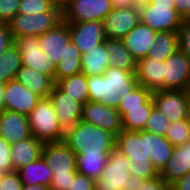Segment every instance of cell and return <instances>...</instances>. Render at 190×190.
Returning a JSON list of instances; mask_svg holds the SVG:
<instances>
[{
  "label": "cell",
  "instance_id": "cell-1",
  "mask_svg": "<svg viewBox=\"0 0 190 190\" xmlns=\"http://www.w3.org/2000/svg\"><path fill=\"white\" fill-rule=\"evenodd\" d=\"M87 82L90 101L116 109L121 101L119 97L138 85L135 71L115 67H108L103 75L87 76Z\"/></svg>",
  "mask_w": 190,
  "mask_h": 190
},
{
  "label": "cell",
  "instance_id": "cell-2",
  "mask_svg": "<svg viewBox=\"0 0 190 190\" xmlns=\"http://www.w3.org/2000/svg\"><path fill=\"white\" fill-rule=\"evenodd\" d=\"M115 149L126 156L132 164L129 168L132 180L153 179L160 176L147 156L145 130H122L115 137Z\"/></svg>",
  "mask_w": 190,
  "mask_h": 190
},
{
  "label": "cell",
  "instance_id": "cell-3",
  "mask_svg": "<svg viewBox=\"0 0 190 190\" xmlns=\"http://www.w3.org/2000/svg\"><path fill=\"white\" fill-rule=\"evenodd\" d=\"M63 142L75 154H110L115 148L112 133L82 120L65 131Z\"/></svg>",
  "mask_w": 190,
  "mask_h": 190
},
{
  "label": "cell",
  "instance_id": "cell-4",
  "mask_svg": "<svg viewBox=\"0 0 190 190\" xmlns=\"http://www.w3.org/2000/svg\"><path fill=\"white\" fill-rule=\"evenodd\" d=\"M27 119L31 135L43 143L64 141L65 130L49 97L41 98Z\"/></svg>",
  "mask_w": 190,
  "mask_h": 190
},
{
  "label": "cell",
  "instance_id": "cell-5",
  "mask_svg": "<svg viewBox=\"0 0 190 190\" xmlns=\"http://www.w3.org/2000/svg\"><path fill=\"white\" fill-rule=\"evenodd\" d=\"M139 17L140 22L157 32L178 31L183 22L174 0H141Z\"/></svg>",
  "mask_w": 190,
  "mask_h": 190
},
{
  "label": "cell",
  "instance_id": "cell-6",
  "mask_svg": "<svg viewBox=\"0 0 190 190\" xmlns=\"http://www.w3.org/2000/svg\"><path fill=\"white\" fill-rule=\"evenodd\" d=\"M62 21V10L53 7L38 14L17 13L8 23L13 39L21 36H40Z\"/></svg>",
  "mask_w": 190,
  "mask_h": 190
},
{
  "label": "cell",
  "instance_id": "cell-7",
  "mask_svg": "<svg viewBox=\"0 0 190 190\" xmlns=\"http://www.w3.org/2000/svg\"><path fill=\"white\" fill-rule=\"evenodd\" d=\"M128 158L115 148L110 152L100 178L95 181L94 190H122L129 188L132 182Z\"/></svg>",
  "mask_w": 190,
  "mask_h": 190
},
{
  "label": "cell",
  "instance_id": "cell-8",
  "mask_svg": "<svg viewBox=\"0 0 190 190\" xmlns=\"http://www.w3.org/2000/svg\"><path fill=\"white\" fill-rule=\"evenodd\" d=\"M112 9L111 0H67L62 10V20L65 22H103Z\"/></svg>",
  "mask_w": 190,
  "mask_h": 190
},
{
  "label": "cell",
  "instance_id": "cell-9",
  "mask_svg": "<svg viewBox=\"0 0 190 190\" xmlns=\"http://www.w3.org/2000/svg\"><path fill=\"white\" fill-rule=\"evenodd\" d=\"M152 98L154 106L170 123L187 119L190 111V90H158L152 92Z\"/></svg>",
  "mask_w": 190,
  "mask_h": 190
},
{
  "label": "cell",
  "instance_id": "cell-10",
  "mask_svg": "<svg viewBox=\"0 0 190 190\" xmlns=\"http://www.w3.org/2000/svg\"><path fill=\"white\" fill-rule=\"evenodd\" d=\"M22 56V65L39 71L55 82L56 65L40 48L39 36H21L14 40Z\"/></svg>",
  "mask_w": 190,
  "mask_h": 190
},
{
  "label": "cell",
  "instance_id": "cell-11",
  "mask_svg": "<svg viewBox=\"0 0 190 190\" xmlns=\"http://www.w3.org/2000/svg\"><path fill=\"white\" fill-rule=\"evenodd\" d=\"M81 120L109 131L115 137L123 130L122 119L116 108L88 101L82 106Z\"/></svg>",
  "mask_w": 190,
  "mask_h": 190
},
{
  "label": "cell",
  "instance_id": "cell-12",
  "mask_svg": "<svg viewBox=\"0 0 190 190\" xmlns=\"http://www.w3.org/2000/svg\"><path fill=\"white\" fill-rule=\"evenodd\" d=\"M164 90H190V58L178 49L164 61Z\"/></svg>",
  "mask_w": 190,
  "mask_h": 190
},
{
  "label": "cell",
  "instance_id": "cell-13",
  "mask_svg": "<svg viewBox=\"0 0 190 190\" xmlns=\"http://www.w3.org/2000/svg\"><path fill=\"white\" fill-rule=\"evenodd\" d=\"M139 22V6L113 8L103 20L106 38L121 40Z\"/></svg>",
  "mask_w": 190,
  "mask_h": 190
},
{
  "label": "cell",
  "instance_id": "cell-14",
  "mask_svg": "<svg viewBox=\"0 0 190 190\" xmlns=\"http://www.w3.org/2000/svg\"><path fill=\"white\" fill-rule=\"evenodd\" d=\"M67 24L71 41L82 55L107 39L101 21L67 22Z\"/></svg>",
  "mask_w": 190,
  "mask_h": 190
},
{
  "label": "cell",
  "instance_id": "cell-15",
  "mask_svg": "<svg viewBox=\"0 0 190 190\" xmlns=\"http://www.w3.org/2000/svg\"><path fill=\"white\" fill-rule=\"evenodd\" d=\"M3 97L4 110L15 111L26 116L41 100L40 96L36 95L16 79L5 83Z\"/></svg>",
  "mask_w": 190,
  "mask_h": 190
},
{
  "label": "cell",
  "instance_id": "cell-16",
  "mask_svg": "<svg viewBox=\"0 0 190 190\" xmlns=\"http://www.w3.org/2000/svg\"><path fill=\"white\" fill-rule=\"evenodd\" d=\"M41 156L53 175L77 172L76 154L63 141L44 143Z\"/></svg>",
  "mask_w": 190,
  "mask_h": 190
},
{
  "label": "cell",
  "instance_id": "cell-17",
  "mask_svg": "<svg viewBox=\"0 0 190 190\" xmlns=\"http://www.w3.org/2000/svg\"><path fill=\"white\" fill-rule=\"evenodd\" d=\"M71 41L67 22L62 20L54 28L39 36L40 48L57 65L66 54Z\"/></svg>",
  "mask_w": 190,
  "mask_h": 190
},
{
  "label": "cell",
  "instance_id": "cell-18",
  "mask_svg": "<svg viewBox=\"0 0 190 190\" xmlns=\"http://www.w3.org/2000/svg\"><path fill=\"white\" fill-rule=\"evenodd\" d=\"M49 98L56 111L60 124L66 131L74 127L81 120L82 104L71 99L56 84Z\"/></svg>",
  "mask_w": 190,
  "mask_h": 190
},
{
  "label": "cell",
  "instance_id": "cell-19",
  "mask_svg": "<svg viewBox=\"0 0 190 190\" xmlns=\"http://www.w3.org/2000/svg\"><path fill=\"white\" fill-rule=\"evenodd\" d=\"M156 34L157 31L139 22L121 40L132 57L138 61L148 56L150 48L155 45Z\"/></svg>",
  "mask_w": 190,
  "mask_h": 190
},
{
  "label": "cell",
  "instance_id": "cell-20",
  "mask_svg": "<svg viewBox=\"0 0 190 190\" xmlns=\"http://www.w3.org/2000/svg\"><path fill=\"white\" fill-rule=\"evenodd\" d=\"M0 136L10 145L31 137L27 116L3 110L0 114Z\"/></svg>",
  "mask_w": 190,
  "mask_h": 190
},
{
  "label": "cell",
  "instance_id": "cell-21",
  "mask_svg": "<svg viewBox=\"0 0 190 190\" xmlns=\"http://www.w3.org/2000/svg\"><path fill=\"white\" fill-rule=\"evenodd\" d=\"M135 76L139 85L151 92L164 90V62L149 57L136 61Z\"/></svg>",
  "mask_w": 190,
  "mask_h": 190
},
{
  "label": "cell",
  "instance_id": "cell-22",
  "mask_svg": "<svg viewBox=\"0 0 190 190\" xmlns=\"http://www.w3.org/2000/svg\"><path fill=\"white\" fill-rule=\"evenodd\" d=\"M190 172V140L174 146L172 156L160 172V177L170 186Z\"/></svg>",
  "mask_w": 190,
  "mask_h": 190
},
{
  "label": "cell",
  "instance_id": "cell-23",
  "mask_svg": "<svg viewBox=\"0 0 190 190\" xmlns=\"http://www.w3.org/2000/svg\"><path fill=\"white\" fill-rule=\"evenodd\" d=\"M43 144L42 141L31 136L11 145L12 170L18 171L41 157Z\"/></svg>",
  "mask_w": 190,
  "mask_h": 190
},
{
  "label": "cell",
  "instance_id": "cell-24",
  "mask_svg": "<svg viewBox=\"0 0 190 190\" xmlns=\"http://www.w3.org/2000/svg\"><path fill=\"white\" fill-rule=\"evenodd\" d=\"M147 156L160 173L172 156L174 146L165 136L145 131Z\"/></svg>",
  "mask_w": 190,
  "mask_h": 190
},
{
  "label": "cell",
  "instance_id": "cell-25",
  "mask_svg": "<svg viewBox=\"0 0 190 190\" xmlns=\"http://www.w3.org/2000/svg\"><path fill=\"white\" fill-rule=\"evenodd\" d=\"M15 79L41 98H48L56 84L52 78L23 65Z\"/></svg>",
  "mask_w": 190,
  "mask_h": 190
},
{
  "label": "cell",
  "instance_id": "cell-26",
  "mask_svg": "<svg viewBox=\"0 0 190 190\" xmlns=\"http://www.w3.org/2000/svg\"><path fill=\"white\" fill-rule=\"evenodd\" d=\"M108 67L109 55L104 43L82 55L81 72L86 76L103 75Z\"/></svg>",
  "mask_w": 190,
  "mask_h": 190
},
{
  "label": "cell",
  "instance_id": "cell-27",
  "mask_svg": "<svg viewBox=\"0 0 190 190\" xmlns=\"http://www.w3.org/2000/svg\"><path fill=\"white\" fill-rule=\"evenodd\" d=\"M17 173L23 185L40 184L46 187L50 186L53 176L50 167L42 156L19 169Z\"/></svg>",
  "mask_w": 190,
  "mask_h": 190
},
{
  "label": "cell",
  "instance_id": "cell-28",
  "mask_svg": "<svg viewBox=\"0 0 190 190\" xmlns=\"http://www.w3.org/2000/svg\"><path fill=\"white\" fill-rule=\"evenodd\" d=\"M105 48L108 49L109 67H115L126 71L136 70V60L125 47L122 40L106 39Z\"/></svg>",
  "mask_w": 190,
  "mask_h": 190
},
{
  "label": "cell",
  "instance_id": "cell-29",
  "mask_svg": "<svg viewBox=\"0 0 190 190\" xmlns=\"http://www.w3.org/2000/svg\"><path fill=\"white\" fill-rule=\"evenodd\" d=\"M56 85L71 99L82 105L90 101L87 76L82 72L60 79Z\"/></svg>",
  "mask_w": 190,
  "mask_h": 190
},
{
  "label": "cell",
  "instance_id": "cell-30",
  "mask_svg": "<svg viewBox=\"0 0 190 190\" xmlns=\"http://www.w3.org/2000/svg\"><path fill=\"white\" fill-rule=\"evenodd\" d=\"M152 96L143 104V108L117 109L122 119V128L127 131L144 130L145 124L154 108Z\"/></svg>",
  "mask_w": 190,
  "mask_h": 190
},
{
  "label": "cell",
  "instance_id": "cell-31",
  "mask_svg": "<svg viewBox=\"0 0 190 190\" xmlns=\"http://www.w3.org/2000/svg\"><path fill=\"white\" fill-rule=\"evenodd\" d=\"M179 49L178 31H161L155 36V45L150 48L147 57L164 62Z\"/></svg>",
  "mask_w": 190,
  "mask_h": 190
},
{
  "label": "cell",
  "instance_id": "cell-32",
  "mask_svg": "<svg viewBox=\"0 0 190 190\" xmlns=\"http://www.w3.org/2000/svg\"><path fill=\"white\" fill-rule=\"evenodd\" d=\"M82 54L77 46L70 41L66 47L64 58L56 65L55 83L67 76L81 72Z\"/></svg>",
  "mask_w": 190,
  "mask_h": 190
},
{
  "label": "cell",
  "instance_id": "cell-33",
  "mask_svg": "<svg viewBox=\"0 0 190 190\" xmlns=\"http://www.w3.org/2000/svg\"><path fill=\"white\" fill-rule=\"evenodd\" d=\"M108 156L109 154H76L77 172L95 181L98 180Z\"/></svg>",
  "mask_w": 190,
  "mask_h": 190
},
{
  "label": "cell",
  "instance_id": "cell-34",
  "mask_svg": "<svg viewBox=\"0 0 190 190\" xmlns=\"http://www.w3.org/2000/svg\"><path fill=\"white\" fill-rule=\"evenodd\" d=\"M21 66L22 56L14 43L0 57V82L5 84L15 79Z\"/></svg>",
  "mask_w": 190,
  "mask_h": 190
},
{
  "label": "cell",
  "instance_id": "cell-35",
  "mask_svg": "<svg viewBox=\"0 0 190 190\" xmlns=\"http://www.w3.org/2000/svg\"><path fill=\"white\" fill-rule=\"evenodd\" d=\"M152 96V92L142 85H137L131 92L119 97L121 99L117 109L143 108V104Z\"/></svg>",
  "mask_w": 190,
  "mask_h": 190
},
{
  "label": "cell",
  "instance_id": "cell-36",
  "mask_svg": "<svg viewBox=\"0 0 190 190\" xmlns=\"http://www.w3.org/2000/svg\"><path fill=\"white\" fill-rule=\"evenodd\" d=\"M165 137L173 146L182 145L189 141L190 131L187 119L171 122Z\"/></svg>",
  "mask_w": 190,
  "mask_h": 190
},
{
  "label": "cell",
  "instance_id": "cell-37",
  "mask_svg": "<svg viewBox=\"0 0 190 190\" xmlns=\"http://www.w3.org/2000/svg\"><path fill=\"white\" fill-rule=\"evenodd\" d=\"M170 122L156 107L150 113L145 124V131L152 132L156 135L165 136L169 128Z\"/></svg>",
  "mask_w": 190,
  "mask_h": 190
},
{
  "label": "cell",
  "instance_id": "cell-38",
  "mask_svg": "<svg viewBox=\"0 0 190 190\" xmlns=\"http://www.w3.org/2000/svg\"><path fill=\"white\" fill-rule=\"evenodd\" d=\"M54 6L44 0H21L18 6L19 14H38L49 12Z\"/></svg>",
  "mask_w": 190,
  "mask_h": 190
},
{
  "label": "cell",
  "instance_id": "cell-39",
  "mask_svg": "<svg viewBox=\"0 0 190 190\" xmlns=\"http://www.w3.org/2000/svg\"><path fill=\"white\" fill-rule=\"evenodd\" d=\"M130 188L131 190H170V185L158 176L149 180H132Z\"/></svg>",
  "mask_w": 190,
  "mask_h": 190
},
{
  "label": "cell",
  "instance_id": "cell-40",
  "mask_svg": "<svg viewBox=\"0 0 190 190\" xmlns=\"http://www.w3.org/2000/svg\"><path fill=\"white\" fill-rule=\"evenodd\" d=\"M21 0H0V23L8 24L17 14Z\"/></svg>",
  "mask_w": 190,
  "mask_h": 190
},
{
  "label": "cell",
  "instance_id": "cell-41",
  "mask_svg": "<svg viewBox=\"0 0 190 190\" xmlns=\"http://www.w3.org/2000/svg\"><path fill=\"white\" fill-rule=\"evenodd\" d=\"M0 171L13 172L11 161V145L0 136Z\"/></svg>",
  "mask_w": 190,
  "mask_h": 190
},
{
  "label": "cell",
  "instance_id": "cell-42",
  "mask_svg": "<svg viewBox=\"0 0 190 190\" xmlns=\"http://www.w3.org/2000/svg\"><path fill=\"white\" fill-rule=\"evenodd\" d=\"M179 49L190 58V19L183 20L178 30Z\"/></svg>",
  "mask_w": 190,
  "mask_h": 190
},
{
  "label": "cell",
  "instance_id": "cell-43",
  "mask_svg": "<svg viewBox=\"0 0 190 190\" xmlns=\"http://www.w3.org/2000/svg\"><path fill=\"white\" fill-rule=\"evenodd\" d=\"M78 172H68V174H55L52 176L50 190H68L71 181Z\"/></svg>",
  "mask_w": 190,
  "mask_h": 190
},
{
  "label": "cell",
  "instance_id": "cell-44",
  "mask_svg": "<svg viewBox=\"0 0 190 190\" xmlns=\"http://www.w3.org/2000/svg\"><path fill=\"white\" fill-rule=\"evenodd\" d=\"M23 183L17 171L5 173L0 182V190H22Z\"/></svg>",
  "mask_w": 190,
  "mask_h": 190
},
{
  "label": "cell",
  "instance_id": "cell-45",
  "mask_svg": "<svg viewBox=\"0 0 190 190\" xmlns=\"http://www.w3.org/2000/svg\"><path fill=\"white\" fill-rule=\"evenodd\" d=\"M95 189V180L91 177H87L80 173H77L74 176V179L71 181V184L68 187V190H94Z\"/></svg>",
  "mask_w": 190,
  "mask_h": 190
},
{
  "label": "cell",
  "instance_id": "cell-46",
  "mask_svg": "<svg viewBox=\"0 0 190 190\" xmlns=\"http://www.w3.org/2000/svg\"><path fill=\"white\" fill-rule=\"evenodd\" d=\"M14 44L9 24L0 23V57Z\"/></svg>",
  "mask_w": 190,
  "mask_h": 190
},
{
  "label": "cell",
  "instance_id": "cell-47",
  "mask_svg": "<svg viewBox=\"0 0 190 190\" xmlns=\"http://www.w3.org/2000/svg\"><path fill=\"white\" fill-rule=\"evenodd\" d=\"M177 13L183 20L190 19V0H174Z\"/></svg>",
  "mask_w": 190,
  "mask_h": 190
},
{
  "label": "cell",
  "instance_id": "cell-48",
  "mask_svg": "<svg viewBox=\"0 0 190 190\" xmlns=\"http://www.w3.org/2000/svg\"><path fill=\"white\" fill-rule=\"evenodd\" d=\"M170 190H190V172L173 183Z\"/></svg>",
  "mask_w": 190,
  "mask_h": 190
},
{
  "label": "cell",
  "instance_id": "cell-49",
  "mask_svg": "<svg viewBox=\"0 0 190 190\" xmlns=\"http://www.w3.org/2000/svg\"><path fill=\"white\" fill-rule=\"evenodd\" d=\"M141 0H111L113 8L137 7Z\"/></svg>",
  "mask_w": 190,
  "mask_h": 190
},
{
  "label": "cell",
  "instance_id": "cell-50",
  "mask_svg": "<svg viewBox=\"0 0 190 190\" xmlns=\"http://www.w3.org/2000/svg\"><path fill=\"white\" fill-rule=\"evenodd\" d=\"M22 190H50V188L40 184H35V185H23Z\"/></svg>",
  "mask_w": 190,
  "mask_h": 190
},
{
  "label": "cell",
  "instance_id": "cell-51",
  "mask_svg": "<svg viewBox=\"0 0 190 190\" xmlns=\"http://www.w3.org/2000/svg\"><path fill=\"white\" fill-rule=\"evenodd\" d=\"M44 1H48L50 4H52L54 7L59 8L60 10H63L67 3V0H44Z\"/></svg>",
  "mask_w": 190,
  "mask_h": 190
},
{
  "label": "cell",
  "instance_id": "cell-52",
  "mask_svg": "<svg viewBox=\"0 0 190 190\" xmlns=\"http://www.w3.org/2000/svg\"><path fill=\"white\" fill-rule=\"evenodd\" d=\"M5 89V84L0 82V114L4 110V97H3V92Z\"/></svg>",
  "mask_w": 190,
  "mask_h": 190
},
{
  "label": "cell",
  "instance_id": "cell-53",
  "mask_svg": "<svg viewBox=\"0 0 190 190\" xmlns=\"http://www.w3.org/2000/svg\"><path fill=\"white\" fill-rule=\"evenodd\" d=\"M187 121H188L189 131H190V111H189V113H188Z\"/></svg>",
  "mask_w": 190,
  "mask_h": 190
},
{
  "label": "cell",
  "instance_id": "cell-54",
  "mask_svg": "<svg viewBox=\"0 0 190 190\" xmlns=\"http://www.w3.org/2000/svg\"><path fill=\"white\" fill-rule=\"evenodd\" d=\"M4 174H5L4 172L0 171V182L2 181Z\"/></svg>",
  "mask_w": 190,
  "mask_h": 190
}]
</instances>
